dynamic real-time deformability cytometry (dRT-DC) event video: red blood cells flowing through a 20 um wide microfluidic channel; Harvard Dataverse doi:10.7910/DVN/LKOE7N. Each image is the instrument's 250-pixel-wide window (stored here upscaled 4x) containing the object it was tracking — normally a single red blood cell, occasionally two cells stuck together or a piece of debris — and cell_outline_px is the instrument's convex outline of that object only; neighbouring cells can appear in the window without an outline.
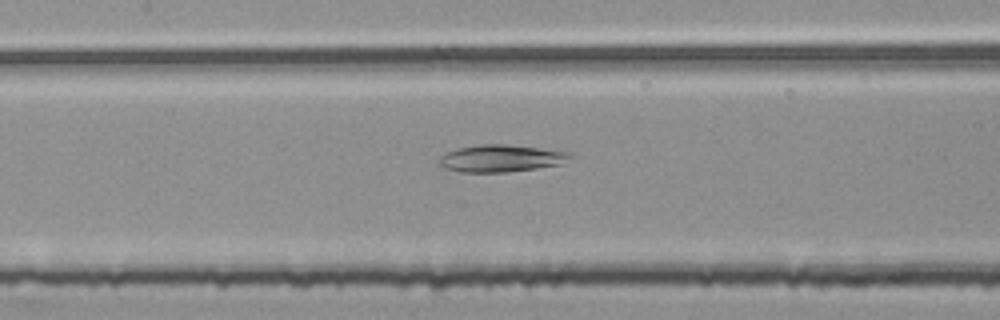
{"species": "common noctule bat (a hibernating species)", "species_latin": "Nyctalus noctula", "temperature_condition": "room temperature", "stored_images_in_passage": 46, "camera_frame_rate_fps": 3000, "um_per_image_px": 0.085, "animal": {"sex": "female", "body_mass_g": 25.1}, "frame": {"image": 1, "passage_image": 17, "time_ms": 5.333, "image_size_px": [1000, 320], "cell_outline_px": [[572, 156], [564, 164], [508, 172], [460, 172], [448, 168], [440, 164], [440, 156], [448, 152], [460, 148], [480, 144], [508, 144], [572, 152]], "centroid_in_image_um": [42.66, 13.45], "position_along_channel_um": 164.7, "area_um2": 20.63}}
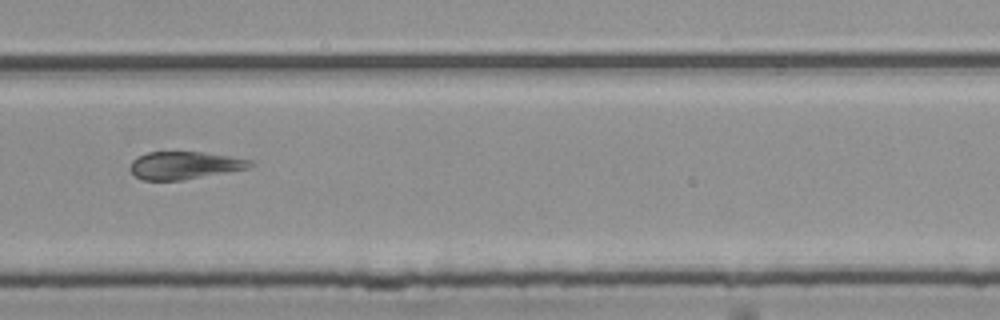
{"frame": {"image": 2, "passage_image": 29, "time_ms": 9.333, "image_size_px": [1000, 320], "cell_outline_px": [[252, 164], [248, 168], [184, 180], [144, 180], [136, 176], [128, 168], [132, 160], [136, 156], [148, 152], [204, 152], [252, 160]], "centroid_in_image_um": [15.63, 14.05], "position_along_channel_um": 314.2, "area_um2": 19.25}}
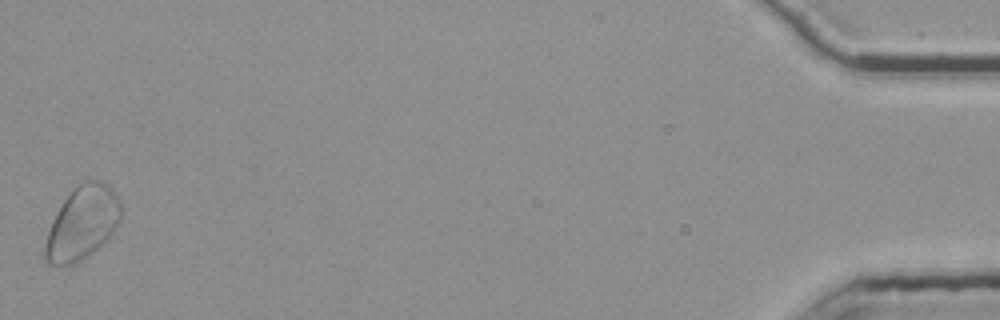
{"frame": {"image": 3, "passage_image": 46, "time_ms": 15.0, "image_size_px": [1000, 320], "cell_outline_px": [[120, 220], [112, 232], [96, 248], [76, 264], [44, 264], [44, 244], [52, 220], [56, 212], [72, 188], [88, 180], [100, 180], [108, 184], [116, 196], [120, 204]], "centroid_in_image_um": [6.95, 18.95], "position_along_channel_um": 428.3, "area_um2": 31.91}}